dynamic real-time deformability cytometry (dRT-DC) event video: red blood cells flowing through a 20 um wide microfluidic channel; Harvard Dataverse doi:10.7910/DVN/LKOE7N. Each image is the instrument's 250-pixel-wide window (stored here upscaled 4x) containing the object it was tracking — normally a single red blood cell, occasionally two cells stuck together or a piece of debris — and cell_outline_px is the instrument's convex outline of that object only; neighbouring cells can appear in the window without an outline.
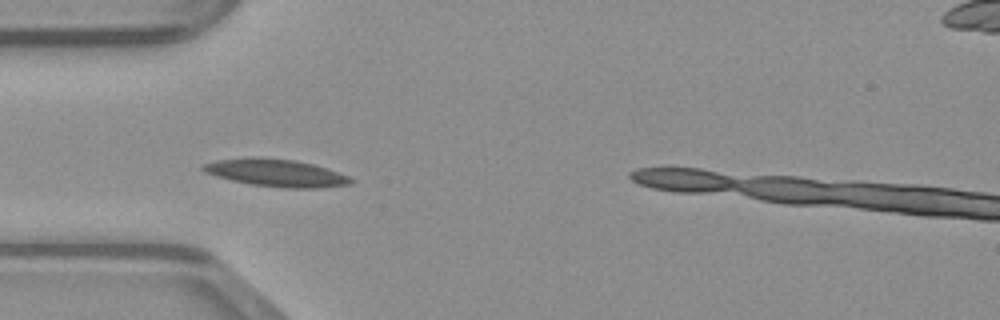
{"species": "common noctule bat (a hibernating species)", "species_latin": "Nyctalus noctula", "temperature_condition": "warm", "stored_images_in_passage": 14, "camera_frame_rate_fps": 3000, "um_per_image_px": 0.085, "animal": {"sex": "male", "body_mass_g": 23.1, "forearm_length_mm": 52.7}, "frame": {"image": 1, "passage_image": 5, "time_ms": 1.333, "image_size_px": [1000, 320], "cell_outline_px": [[356, 180], [352, 184], [320, 188], [288, 188], [252, 184], [232, 180], [216, 176], [204, 172], [200, 168], [204, 164], [216, 160], [248, 156], [256, 156], [296, 160], [312, 164], [348, 176]], "centroid_in_image_um": [23.45, 14.68], "position_along_channel_um": 61.6, "area_um2": 23.7}}
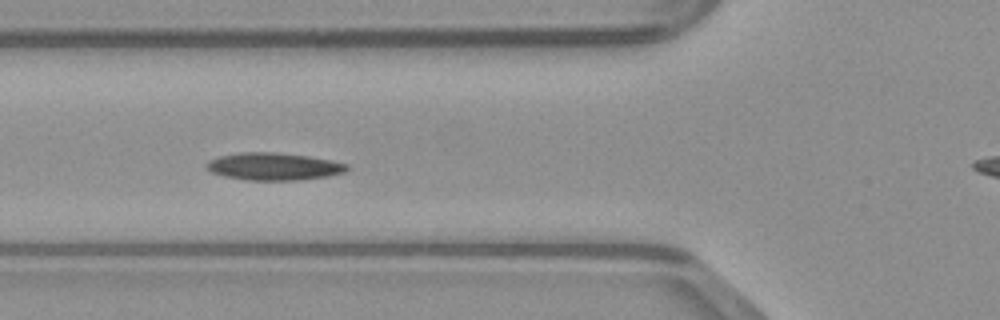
{"frame": {"image": 2, "passage_image": 8, "time_ms": 2.333, "image_size_px": [1000, 320], "cell_outline_px": [[348, 168], [344, 172], [328, 176], [296, 180], [248, 180], [224, 176], [212, 172], [204, 164], [208, 160], [220, 156], [240, 152], [272, 152], [308, 156], [332, 160], [348, 164]], "centroid_in_image_um": [23.26, 14.14], "position_along_channel_um": 102.5, "area_um2": 22.31}}